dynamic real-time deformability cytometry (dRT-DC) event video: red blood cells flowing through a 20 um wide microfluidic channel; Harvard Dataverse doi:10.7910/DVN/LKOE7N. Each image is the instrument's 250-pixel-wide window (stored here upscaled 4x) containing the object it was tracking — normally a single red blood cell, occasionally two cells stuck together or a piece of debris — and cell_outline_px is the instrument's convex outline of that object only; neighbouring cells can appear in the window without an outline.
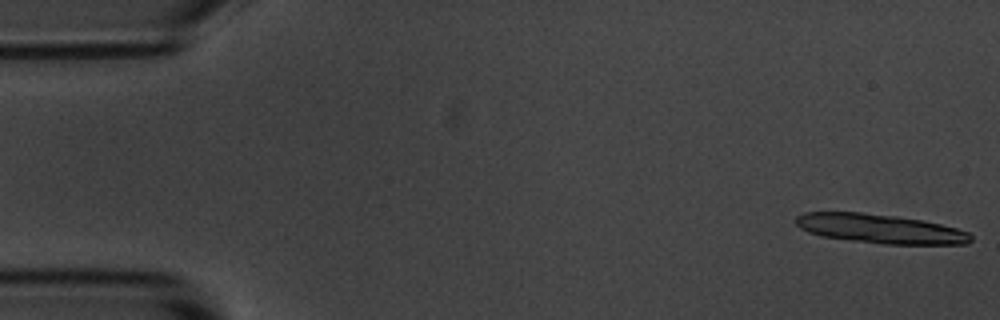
{"species": "common noctule bat (a hibernating species)", "species_latin": "Nyctalus noctula", "temperature_condition": "room temperature", "stored_images_in_passage": 13, "camera_frame_rate_fps": 3000, "um_per_image_px": 0.085, "animal": {"sex": "male", "body_mass_g": 20.1, "forearm_length_mm": 53.5}, "frame": {"image": 1, "passage_image": 1, "time_ms": 0.0, "image_size_px": [1000, 320], "cell_outline_px": [[972, 240], [968, 244], [880, 244], [820, 236], [808, 232], [800, 228], [796, 224], [796, 216], [804, 212], [860, 212], [896, 216], [920, 220], [940, 224], [956, 228], [968, 232], [972, 236]], "centroid_in_image_um": [74.79, 19.44], "position_along_channel_um": 10.2, "area_um2": 29.77}}